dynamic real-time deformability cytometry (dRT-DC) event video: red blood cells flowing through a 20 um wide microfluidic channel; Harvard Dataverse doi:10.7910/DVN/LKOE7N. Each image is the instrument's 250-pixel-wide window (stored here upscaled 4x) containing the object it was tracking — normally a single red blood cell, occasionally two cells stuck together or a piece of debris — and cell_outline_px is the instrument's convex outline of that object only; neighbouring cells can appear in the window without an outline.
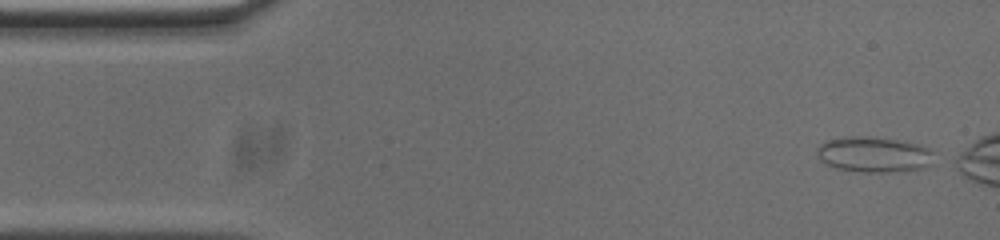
{"species": "common noctule bat (a hibernating species)", "species_latin": "Nyctalus noctula", "temperature_condition": "cold", "stored_images_in_passage": 44, "camera_frame_rate_fps": 3000, "um_per_image_px": 0.085, "animal": {"sex": "male", "body_mass_g": 20.0, "forearm_length_mm": 53.3}, "frame": {"image": 1, "passage_image": 1, "time_ms": 0.0, "image_size_px": [1000, 240], "cell_outline_px": [[932, 164], [924, 168], [884, 172], [860, 172], [836, 168], [820, 160], [816, 156], [816, 148], [820, 144], [828, 140], [844, 136], [868, 136], [896, 140], [920, 144], [932, 148]], "centroid_in_image_um": [74.26, 13.12], "position_along_channel_um": 10.7, "area_um2": 24.39}}
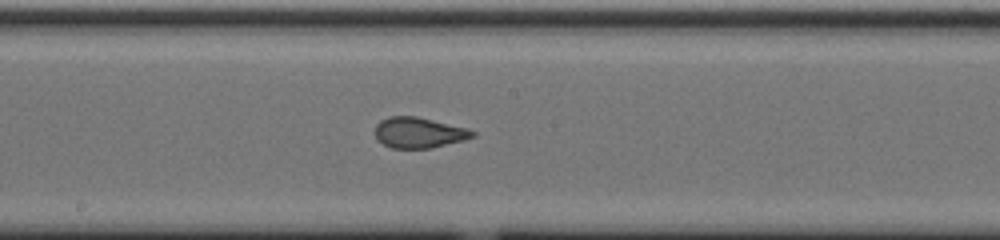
{"frame": {"image": 2, "passage_image": 25, "time_ms": 8.0, "image_size_px": [1000, 240], "cell_outline_px": [[476, 136], [464, 140], [432, 148], [392, 148], [384, 144], [376, 136], [376, 124], [380, 120], [388, 116], [416, 116], [468, 128], [476, 132]], "centroid_in_image_um": [35.64, 11.27], "position_along_channel_um": 212.6, "area_um2": 17.4}}
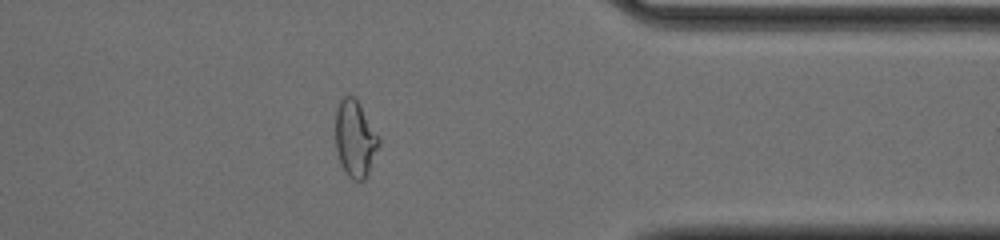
{"frame": {"image": 3, "passage_image": 40, "time_ms": 13.0, "image_size_px": [1000, 240], "cell_outline_px": [[380, 144], [368, 172], [364, 180], [352, 180], [348, 176], [340, 164], [336, 148], [336, 108], [340, 100], [344, 96], [352, 96], [356, 100], [380, 136]], "centroid_in_image_um": [30.18, 11.81], "position_along_channel_um": 381.2, "area_um2": 19.19}, "authors_computed_cell_mechanics": {"area_um2": 18.5827, "velocity_mm_per_s": 3.7495, "shape_relaxation_time_tau1_ms": null, "shape_relaxation_time_tau2_ms": 0.7734, "deformation_change_tau1": null, "deformation_change_tau2": 0.0559}}